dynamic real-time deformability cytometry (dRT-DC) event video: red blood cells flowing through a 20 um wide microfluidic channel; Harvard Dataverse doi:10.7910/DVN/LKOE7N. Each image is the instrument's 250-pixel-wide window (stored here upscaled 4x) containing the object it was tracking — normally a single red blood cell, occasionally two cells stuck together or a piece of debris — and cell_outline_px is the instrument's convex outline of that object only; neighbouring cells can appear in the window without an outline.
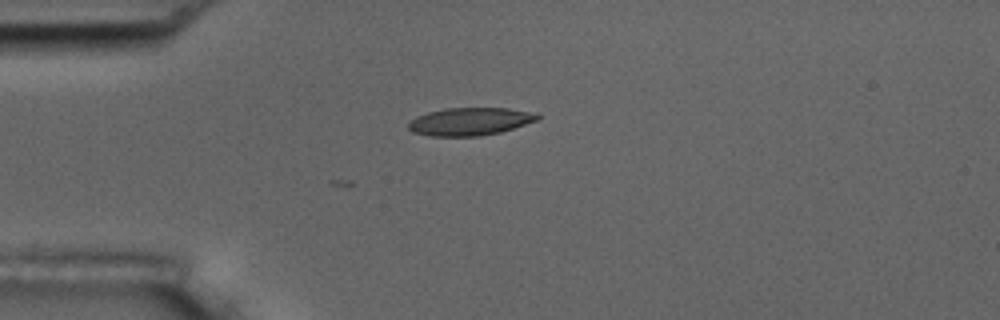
{"species": "common noctule bat (a hibernating species)", "species_latin": "Nyctalus noctula", "temperature_condition": "room temperature", "stored_images_in_passage": 3, "camera_frame_rate_fps": 3000, "um_per_image_px": 0.085, "animal": {"sex": "male", "body_mass_g": 17.5, "forearm_length_mm": 52.3}, "frame": {"image": 1, "passage_image": 3, "time_ms": 0.667, "image_size_px": [1000, 320], "cell_outline_px": [[540, 116], [536, 120], [500, 132], [480, 136], [432, 136], [412, 132], [408, 128], [408, 124], [416, 116], [428, 112], [444, 108], [508, 108], [528, 112]], "centroid_in_image_um": [39.87, 10.33], "position_along_channel_um": 45.1, "area_um2": 20.58}}